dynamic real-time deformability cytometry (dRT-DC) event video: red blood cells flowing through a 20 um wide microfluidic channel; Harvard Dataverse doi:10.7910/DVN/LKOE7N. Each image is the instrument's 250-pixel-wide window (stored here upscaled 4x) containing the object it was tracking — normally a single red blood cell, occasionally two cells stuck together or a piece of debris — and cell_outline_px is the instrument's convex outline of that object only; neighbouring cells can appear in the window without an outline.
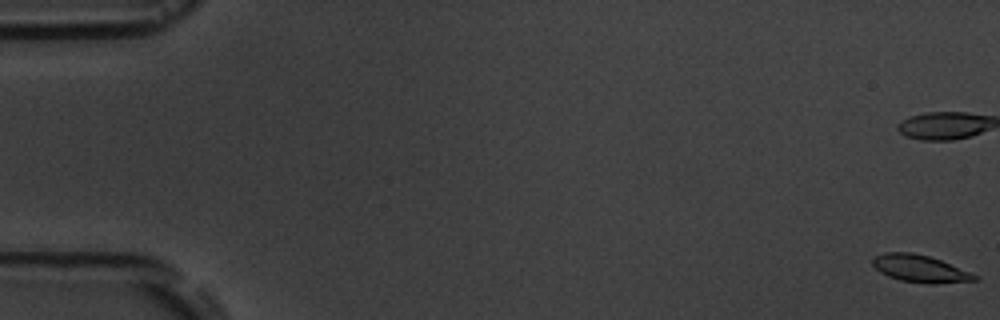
{"species": "common noctule bat (a hibernating species)", "species_latin": "Nyctalus noctula", "temperature_condition": "room temperature", "stored_images_in_passage": 5, "camera_frame_rate_fps": 3000, "um_per_image_px": 0.085, "animal": {"sex": "male", "body_mass_g": 19.5, "forearm_length_mm": 54.6}, "frame": {"image": 1, "passage_image": 1, "time_ms": 0.0, "image_size_px": [1000, 320], "cell_outline_px": [[980, 280], [936, 284], [928, 284], [900, 280], [888, 276], [880, 272], [872, 264], [872, 256], [884, 252], [912, 252], [928, 256], [940, 260], [968, 272], [976, 276]], "centroid_in_image_um": [78.14, 22.83], "position_along_channel_um": 6.9, "area_um2": 16.13}}